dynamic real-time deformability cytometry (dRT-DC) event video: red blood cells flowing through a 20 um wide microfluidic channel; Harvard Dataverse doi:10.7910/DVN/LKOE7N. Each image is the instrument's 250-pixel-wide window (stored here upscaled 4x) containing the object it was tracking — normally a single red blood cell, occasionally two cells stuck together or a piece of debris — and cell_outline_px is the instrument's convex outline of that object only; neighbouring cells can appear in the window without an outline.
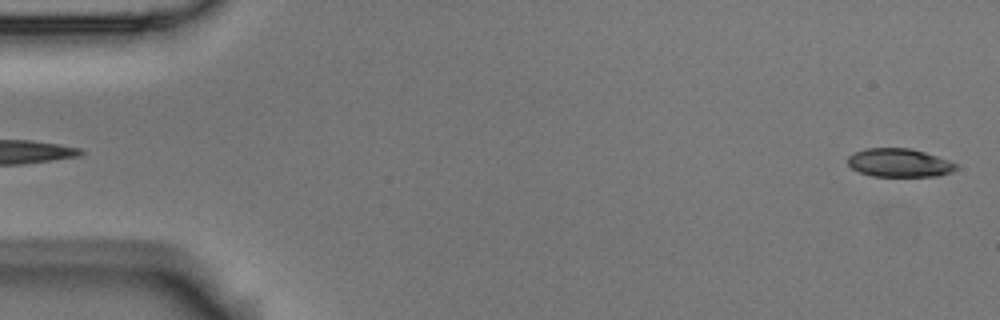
{"species": "Egyptian fruit bat (a non-hibernating species)", "species_latin": "Rousettus aegyptiacus", "temperature_condition": "room temperature", "stored_images_in_passage": 4, "segment_of_instrument_passage": [2, 2], "camera_frame_rate_fps": 3000, "um_per_image_px": 0.085, "animal": {"sex": "male"}, "frame": {"image": 1, "passage_image": 4, "time_ms": 1.0, "image_size_px": [1000, 320], "cell_outline_px": [[956, 168], [952, 172], [936, 176], [872, 176], [860, 172], [852, 168], [848, 164], [848, 156], [864, 148], [908, 148], [924, 152], [948, 160], [956, 164]], "centroid_in_image_um": [76.41, 13.84], "position_along_channel_um": 8.6, "area_um2": 17.74}}